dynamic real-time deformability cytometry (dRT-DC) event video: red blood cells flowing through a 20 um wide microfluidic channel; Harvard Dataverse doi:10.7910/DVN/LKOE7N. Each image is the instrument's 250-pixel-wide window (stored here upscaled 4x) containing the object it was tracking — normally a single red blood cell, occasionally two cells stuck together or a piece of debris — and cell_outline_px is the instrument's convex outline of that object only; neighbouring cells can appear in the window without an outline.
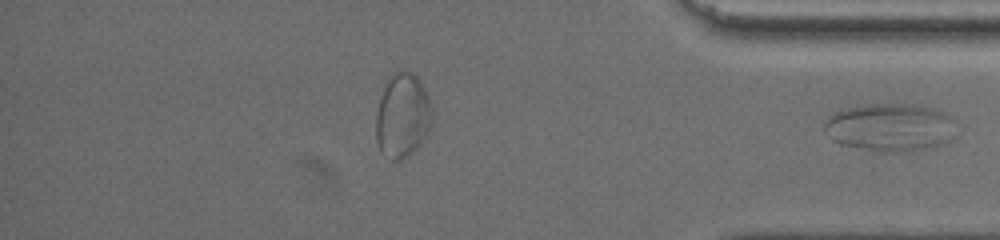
{"species": "common noctule bat (a hibernating species)", "species_latin": "Nyctalus noctula", "temperature_condition": "warm", "stored_images_in_passage": 55, "segment_of_instrument_passage": [2, 2], "camera_frame_rate_fps": 3000, "um_per_image_px": 0.085, "animal": {"sex": "female", "body_mass_g": 19.5, "forearm_length_mm": 54.1}, "frame": {"image": 1, "passage_image": 55, "time_ms": 14.667, "image_size_px": [1000, 240], "cell_outline_px": [[956, 136], [952, 140], [944, 144], [924, 148], [896, 152], [884, 152], [840, 144], [832, 140], [824, 132], [824, 124], [836, 112], [848, 108], [868, 104], [900, 104], [928, 108], [948, 112], [956, 120]], "centroid_in_image_um": [75.74, 10.83], "position_along_channel_um": 359.5, "area_um2": 36.76}}